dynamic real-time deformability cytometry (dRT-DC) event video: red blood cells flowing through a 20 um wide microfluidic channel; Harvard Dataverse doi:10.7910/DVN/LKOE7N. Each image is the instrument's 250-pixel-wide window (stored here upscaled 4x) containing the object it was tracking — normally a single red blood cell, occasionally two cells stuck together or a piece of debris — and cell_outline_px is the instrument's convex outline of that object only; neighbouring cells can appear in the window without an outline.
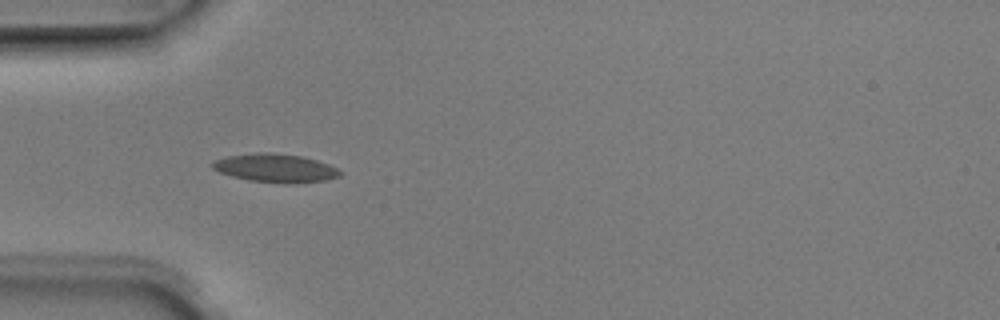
{"species": "Egyptian fruit bat (a non-hibernating species)", "species_latin": "Rousettus aegyptiacus", "temperature_condition": "room temperature", "stored_images_in_passage": 6, "camera_frame_rate_fps": 3000, "um_per_image_px": 0.085, "animal": {"sex": "male"}, "frame": {"image": 1, "passage_image": 5, "time_ms": 1.333, "image_size_px": [1000, 320], "cell_outline_px": [[340, 176], [324, 180], [292, 184], [284, 184], [248, 180], [232, 176], [220, 172], [212, 168], [212, 164], [216, 160], [228, 156], [256, 152], [272, 152], [300, 156], [316, 160], [328, 164], [336, 168], [340, 172]], "centroid_in_image_um": [23.4, 14.29], "position_along_channel_um": 61.6, "area_um2": 21.04}}
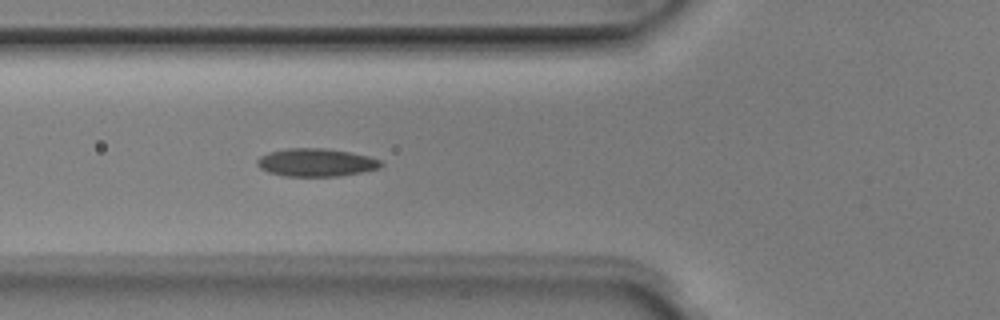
{"frame": {"image": 2, "passage_image": 6, "time_ms": 1.667, "image_size_px": [1000, 320], "cell_outline_px": [[384, 164], [380, 168], [340, 176], [284, 176], [268, 172], [260, 168], [256, 164], [256, 160], [260, 156], [268, 152], [284, 148], [328, 148], [368, 156], [380, 160]], "centroid_in_image_um": [26.83, 13.8], "position_along_channel_um": 99.0, "area_um2": 20.29}}